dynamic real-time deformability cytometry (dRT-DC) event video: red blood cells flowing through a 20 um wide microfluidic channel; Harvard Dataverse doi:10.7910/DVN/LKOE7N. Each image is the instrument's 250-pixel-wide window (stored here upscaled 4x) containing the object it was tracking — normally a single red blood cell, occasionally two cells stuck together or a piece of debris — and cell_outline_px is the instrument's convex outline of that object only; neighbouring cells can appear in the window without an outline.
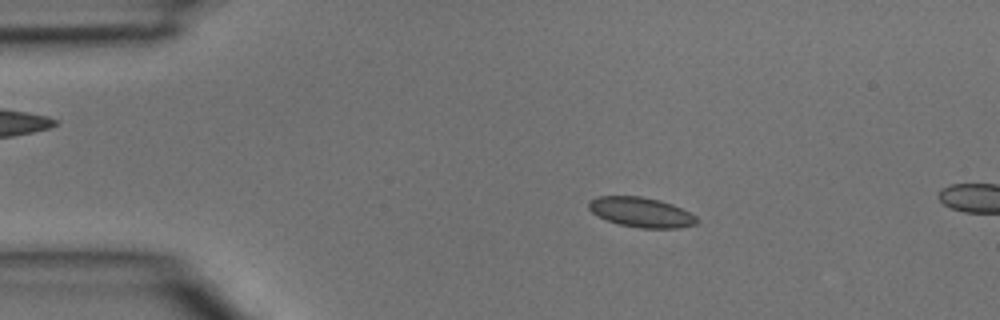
{"species": "common noctule bat (a hibernating species)", "species_latin": "Nyctalus noctula", "temperature_condition": "room temperature", "stored_images_in_passage": 4, "camera_frame_rate_fps": 3000, "um_per_image_px": 0.085, "animal": {"sex": "male", "body_mass_g": 15.6}, "frame": {"image": 1, "passage_image": 3, "time_ms": 0.667, "image_size_px": [1000, 320], "cell_outline_px": [[700, 220], [696, 224], [680, 228], [640, 228], [620, 224], [596, 216], [588, 208], [588, 204], [596, 196], [640, 196], [660, 200], [672, 204], [696, 216]], "centroid_in_image_um": [54.51, 18.04], "position_along_channel_um": 30.5, "area_um2": 18.79}}